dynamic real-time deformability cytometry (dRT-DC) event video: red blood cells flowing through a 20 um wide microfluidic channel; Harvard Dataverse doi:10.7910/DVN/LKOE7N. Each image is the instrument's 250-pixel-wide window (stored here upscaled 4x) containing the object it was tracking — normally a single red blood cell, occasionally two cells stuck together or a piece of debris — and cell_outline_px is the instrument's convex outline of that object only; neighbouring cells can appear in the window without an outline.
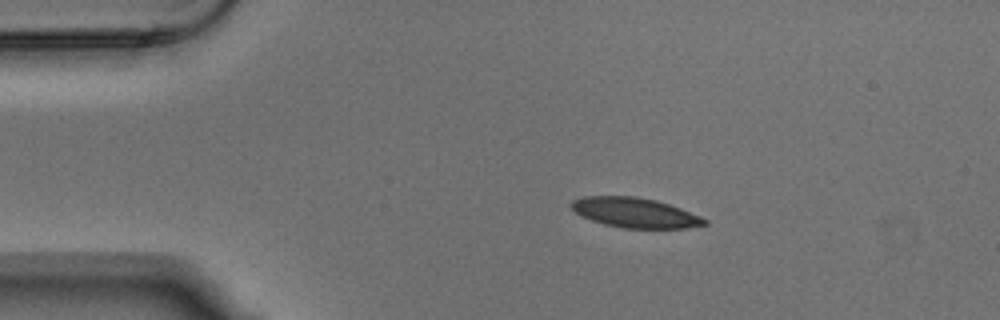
{"species": "Egyptian fruit bat (a non-hibernating species)", "species_latin": "Rousettus aegyptiacus", "temperature_condition": "warm", "stored_images_in_passage": 7, "camera_frame_rate_fps": 3000, "um_per_image_px": 0.085, "animal": {"sex": "male"}, "frame": {"image": 1, "passage_image": 1, "time_ms": 0.0, "image_size_px": [1000, 320], "cell_outline_px": [[708, 224], [688, 228], [624, 228], [604, 224], [580, 216], [568, 204], [572, 200], [584, 196], [632, 196], [656, 200], [680, 208], [700, 216], [708, 220]], "centroid_in_image_um": [53.96, 18.08], "position_along_channel_um": 31.0, "area_um2": 23.18}}
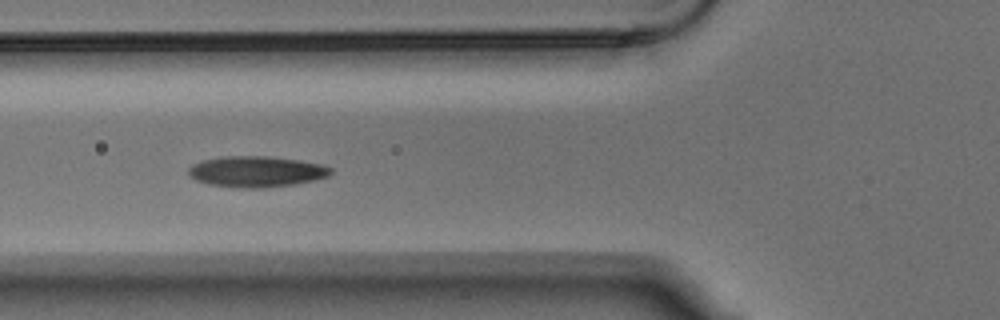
{"frame": {"image": 2, "passage_image": 4, "time_ms": 1.0, "image_size_px": [1000, 320], "cell_outline_px": [[332, 172], [328, 176], [296, 184], [264, 188], [232, 188], [208, 184], [196, 180], [188, 176], [188, 168], [192, 164], [200, 160], [224, 156], [268, 156], [300, 160], [324, 164], [332, 168]], "centroid_in_image_um": [21.76, 14.58], "position_along_channel_um": 104.0, "area_um2": 26.07}}
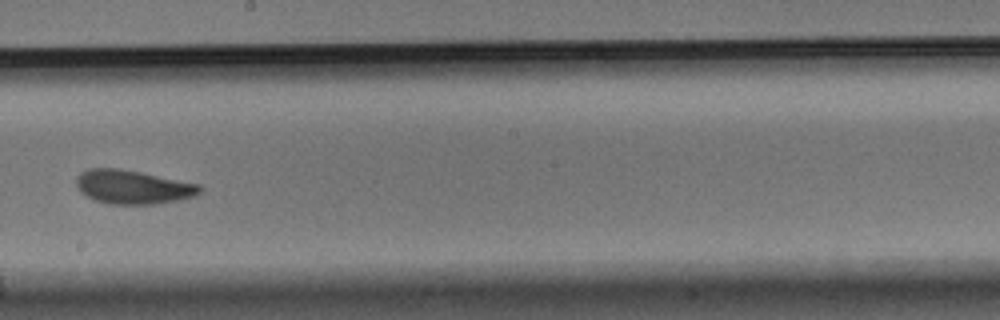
{"frame": {"image": 3, "passage_image": 7, "time_ms": 2.0, "image_size_px": [1000, 320], "cell_outline_px": [[204, 188], [196, 196], [180, 200], [156, 204], [108, 204], [96, 200], [80, 192], [76, 184], [76, 176], [80, 172], [88, 168], [120, 168], [200, 184]], "centroid_in_image_um": [11.31, 15.89], "position_along_channel_um": 236.9, "area_um2": 24.57}}